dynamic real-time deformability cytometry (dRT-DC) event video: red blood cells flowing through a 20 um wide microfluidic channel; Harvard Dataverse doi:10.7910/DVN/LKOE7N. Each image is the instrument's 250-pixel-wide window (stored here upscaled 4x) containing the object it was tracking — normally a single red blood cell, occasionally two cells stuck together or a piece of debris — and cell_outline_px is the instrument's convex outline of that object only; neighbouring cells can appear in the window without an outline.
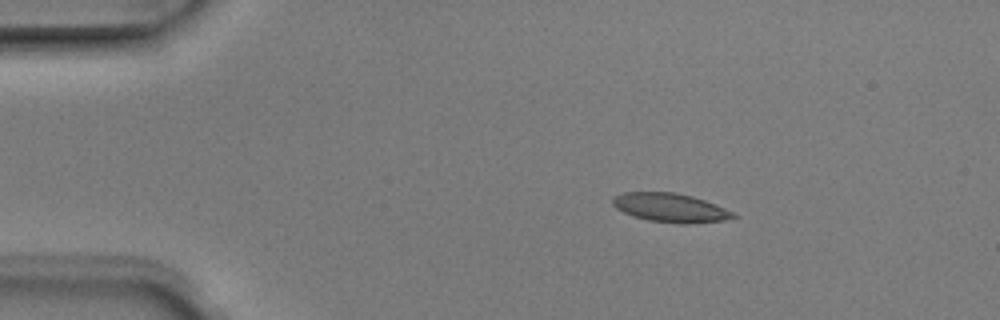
{"species": "Egyptian fruit bat (a non-hibernating species)", "species_latin": "Rousettus aegyptiacus", "temperature_condition": "room temperature", "stored_images_in_passage": 6, "camera_frame_rate_fps": 3000, "um_per_image_px": 0.085, "animal": {"sex": "male"}, "frame": {"image": 1, "passage_image": 3, "time_ms": 0.667, "image_size_px": [1000, 320], "cell_outline_px": [[736, 216], [724, 220], [688, 224], [680, 224], [648, 220], [624, 212], [616, 208], [612, 204], [612, 196], [624, 192], [676, 192], [692, 196], [716, 204], [732, 212]], "centroid_in_image_um": [56.95, 17.64], "position_along_channel_um": 28.1, "area_um2": 20.17}}
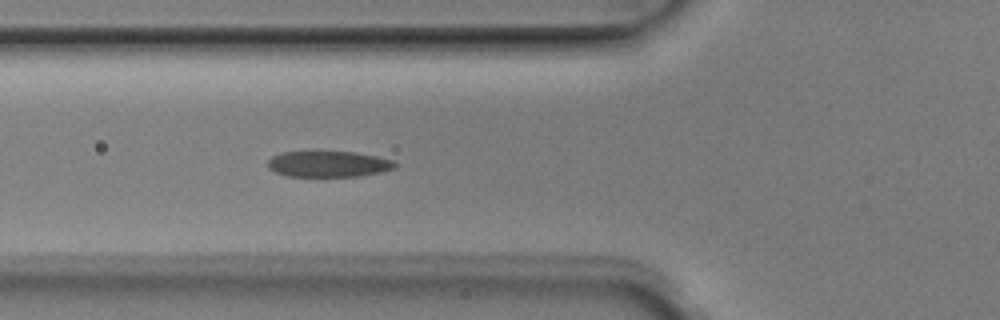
{"frame": {"image": 2, "passage_image": 6, "time_ms": 1.667, "image_size_px": [1000, 320], "cell_outline_px": [[396, 168], [380, 172], [360, 176], [288, 176], [276, 172], [268, 168], [268, 160], [272, 156], [280, 152], [308, 148], [320, 148], [356, 152], [396, 160]], "centroid_in_image_um": [27.88, 13.87], "position_along_channel_um": 97.9, "area_um2": 20.52}}